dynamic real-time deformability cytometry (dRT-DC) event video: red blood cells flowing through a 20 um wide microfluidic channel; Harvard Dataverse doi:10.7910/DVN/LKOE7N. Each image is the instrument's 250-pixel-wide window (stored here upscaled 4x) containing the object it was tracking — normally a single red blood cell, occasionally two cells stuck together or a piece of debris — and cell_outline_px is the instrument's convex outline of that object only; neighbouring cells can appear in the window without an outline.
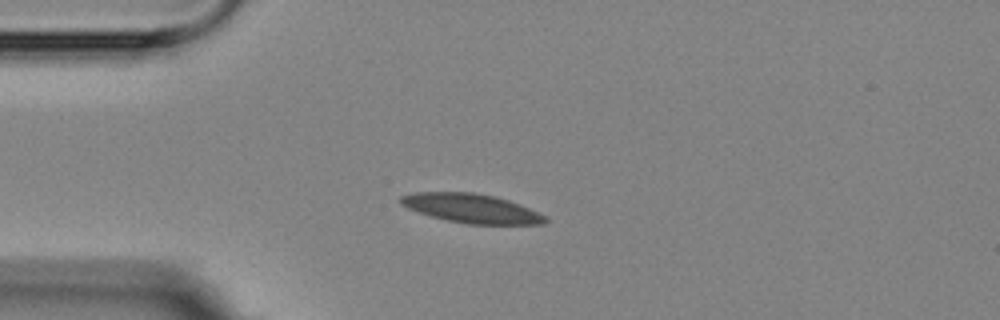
{"species": "Egyptian fruit bat (a non-hibernating species)", "species_latin": "Rousettus aegyptiacus", "temperature_condition": "room temperature", "stored_images_in_passage": 7, "camera_frame_rate_fps": 3000, "um_per_image_px": 0.085, "animal": {"sex": "female"}, "frame": {"image": 1, "passage_image": 3, "time_ms": 2.333, "image_size_px": [1000, 320], "cell_outline_px": [[548, 220], [544, 224], [468, 224], [448, 220], [432, 216], [408, 208], [400, 204], [400, 196], [416, 192], [472, 192], [496, 196], [508, 200], [528, 208], [544, 216]], "centroid_in_image_um": [40.05, 17.7], "position_along_channel_um": 44.9, "area_um2": 24.16}}
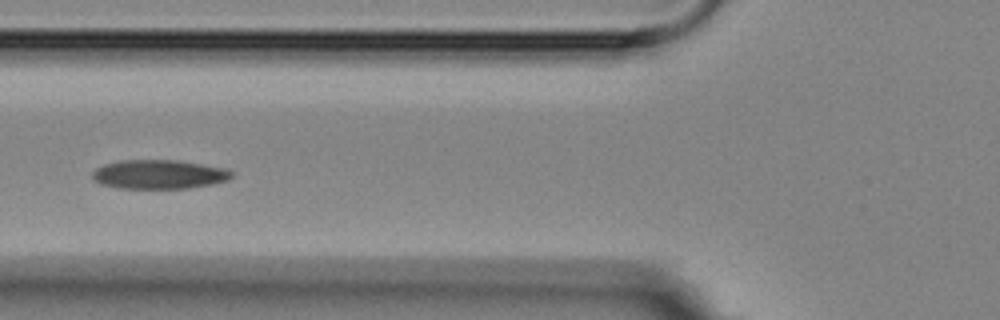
{"frame": {"image": 2, "passage_image": 5, "time_ms": 4.667, "image_size_px": [1000, 320], "cell_outline_px": [[232, 176], [228, 180], [212, 184], [188, 188], [116, 188], [100, 184], [92, 176], [92, 172], [96, 168], [104, 164], [120, 160], [176, 160], [228, 168], [232, 172]], "centroid_in_image_um": [13.52, 14.82], "position_along_channel_um": 112.3, "area_um2": 23.64}}
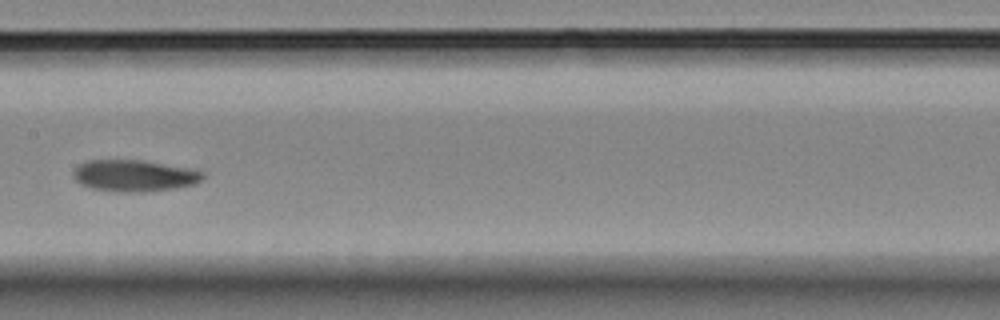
{"frame": {"image": 3, "passage_image": 7, "time_ms": 7.0, "image_size_px": [1000, 320], "cell_outline_px": [[204, 176], [196, 184], [172, 188], [140, 192], [116, 192], [92, 188], [80, 184], [72, 176], [72, 172], [80, 164], [88, 160], [144, 160], [196, 168], [204, 172]], "centroid_in_image_um": [11.44, 14.92], "position_along_channel_um": 196.0, "area_um2": 24.1}}